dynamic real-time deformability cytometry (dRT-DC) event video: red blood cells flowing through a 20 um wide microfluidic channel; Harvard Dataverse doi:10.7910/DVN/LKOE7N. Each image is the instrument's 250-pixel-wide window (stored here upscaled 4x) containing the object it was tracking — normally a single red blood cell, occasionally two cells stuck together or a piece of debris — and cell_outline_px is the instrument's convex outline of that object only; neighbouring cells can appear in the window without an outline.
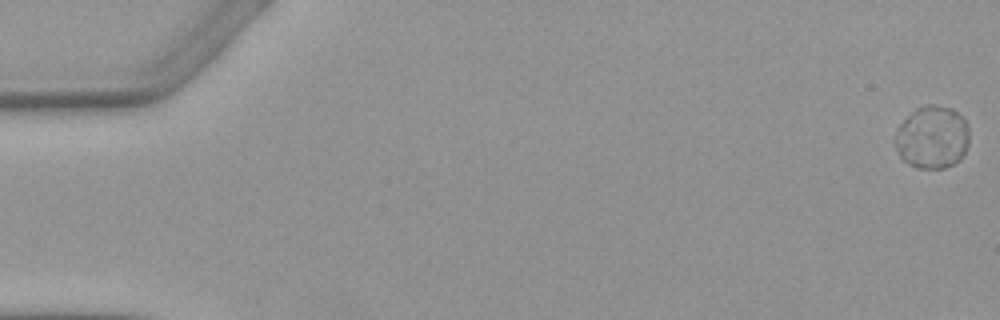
{"species": "Egyptian fruit bat (a non-hibernating species)", "species_latin": "Rousettus aegyptiacus", "temperature_condition": "warm", "stored_images_in_passage": 6, "camera_frame_rate_fps": 3000, "um_per_image_px": 0.085, "animal": {"sex": "female"}, "frame": {"image": 1, "passage_image": 1, "time_ms": 0.0, "image_size_px": [1000, 320], "cell_outline_px": [[968, 144], [960, 160], [944, 168], [916, 168], [908, 164], [900, 156], [892, 140], [896, 128], [916, 108], [928, 104], [932, 104], [952, 108], [964, 116], [968, 124]], "centroid_in_image_um": [79.22, 11.66], "position_along_channel_um": 5.8, "area_um2": 27.51}}